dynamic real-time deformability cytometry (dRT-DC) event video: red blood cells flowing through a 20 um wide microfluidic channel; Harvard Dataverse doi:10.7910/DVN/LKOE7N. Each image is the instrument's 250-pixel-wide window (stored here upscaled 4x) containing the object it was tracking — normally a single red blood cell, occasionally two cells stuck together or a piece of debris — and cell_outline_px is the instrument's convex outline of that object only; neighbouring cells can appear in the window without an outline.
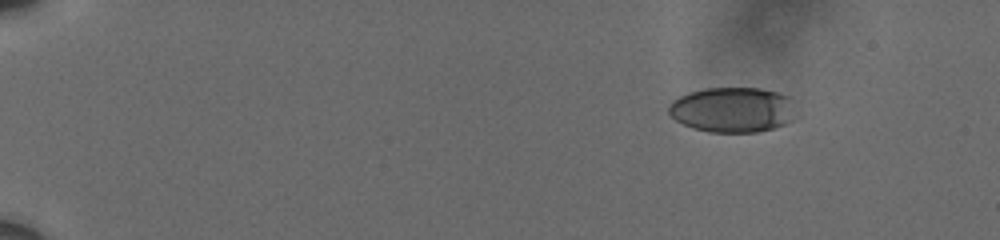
{"species": "human", "species_latin": "Homo sapiens", "temperature_condition": "cold", "stored_images_in_passage": 52, "camera_frame_rate_fps": 3000, "um_per_image_px": 0.085, "donor": {"sex": "male"}, "frame": {"image": 1, "passage_image": 1, "time_ms": 0.0, "image_size_px": [1000, 240], "cell_outline_px": [[800, 116], [784, 124], [760, 132], [708, 132], [692, 128], [676, 120], [668, 112], [668, 104], [672, 100], [688, 92], [704, 88], [760, 88], [776, 92], [788, 96], [800, 112]], "centroid_in_image_um": [62.32, 9.33], "position_along_channel_um": 22.7, "area_um2": 34.1}}
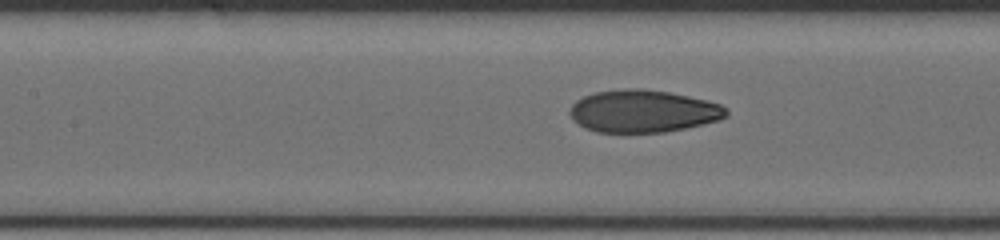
{"frame": {"image": 2, "passage_image": 23, "time_ms": 7.333, "image_size_px": [1000, 240], "cell_outline_px": [[728, 116], [720, 120], [684, 128], [664, 132], [596, 132], [584, 128], [572, 120], [568, 112], [572, 104], [576, 100], [584, 96], [596, 92], [632, 88], [640, 88], [668, 92], [688, 96], [720, 104], [728, 108]], "centroid_in_image_um": [54.65, 9.46], "position_along_channel_um": 152.8, "area_um2": 38.67}}
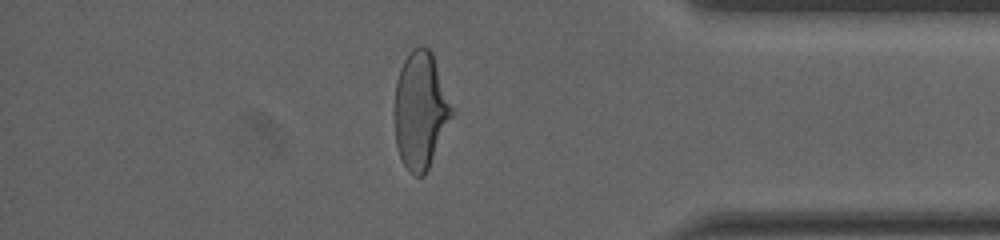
{"frame": {"image": 3, "passage_image": 45, "time_ms": 14.667, "image_size_px": [1000, 240], "cell_outline_px": [[452, 116], [428, 168], [424, 176], [416, 176], [408, 172], [400, 156], [396, 144], [396, 80], [400, 68], [404, 60], [412, 48], [420, 44], [428, 48], [432, 52], [452, 108]], "centroid_in_image_um": [35.73, 9.36], "position_along_channel_um": 399.5, "area_um2": 38.21}, "authors_computed_cell_mechanics": {"area_um2": 38.5237, "velocity_mm_per_s": 3.6234, "shape_relaxation_time_tau1_ms": 6.2692, "shape_relaxation_time_tau2_ms": 1.1344, "deformation_change_tau1": 0.2043, "deformation_change_tau2": 0.064}}